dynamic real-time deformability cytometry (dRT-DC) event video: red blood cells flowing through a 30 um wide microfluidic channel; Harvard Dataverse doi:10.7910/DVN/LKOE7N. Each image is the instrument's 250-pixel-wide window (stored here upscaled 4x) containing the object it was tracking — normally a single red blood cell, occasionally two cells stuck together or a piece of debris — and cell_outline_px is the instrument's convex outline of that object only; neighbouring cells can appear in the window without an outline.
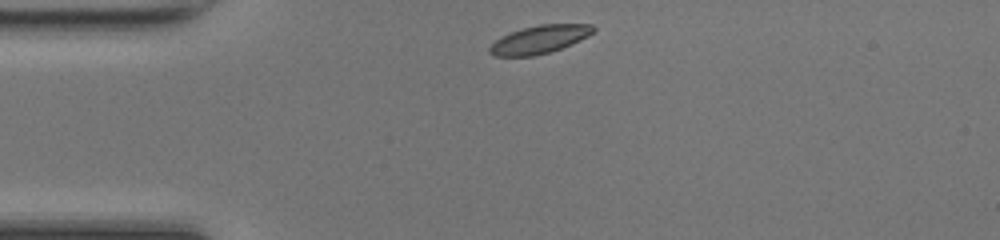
{"species": "common noctule bat (a hibernating species)", "species_latin": "Nyctalus noctula", "temperature_condition": "room temperature", "stored_images_in_passage": 38, "camera_frame_rate_fps": 3000, "um_per_image_px": 0.085, "animal": {"sex": "female", "body_mass_g": 17.0, "forearm_length_mm": 48.0}, "frame": {"image": 1, "passage_image": 1, "time_ms": 0.0, "image_size_px": [1000, 240], "cell_outline_px": [[596, 28], [588, 36], [572, 44], [548, 52], [532, 56], [496, 56], [488, 52], [488, 48], [500, 36], [524, 28], [540, 24], [592, 24]], "centroid_in_image_um": [45.85, 3.35], "position_along_channel_um": 39.1, "area_um2": 16.76}}
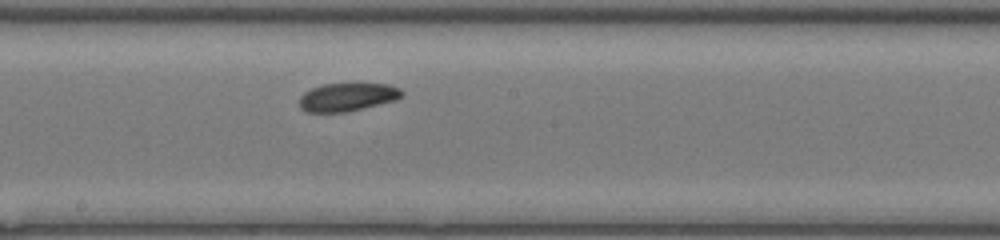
{"frame": {"image": 2, "passage_image": 16, "time_ms": 5.0, "image_size_px": [1000, 240], "cell_outline_px": [[404, 96], [396, 100], [344, 112], [304, 112], [300, 108], [300, 96], [304, 92], [312, 88], [324, 84], [388, 84], [400, 88], [404, 92]], "centroid_in_image_um": [29.53, 8.25], "position_along_channel_um": 218.7, "area_um2": 16.76}}
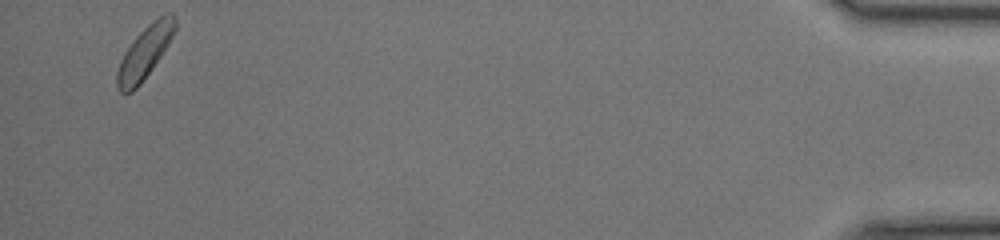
{"frame": {"image": 3, "passage_image": 37, "time_ms": 12.0, "image_size_px": [1000, 240], "cell_outline_px": [[176, 28], [172, 36], [160, 56], [140, 84], [132, 92], [120, 92], [116, 88], [116, 76], [120, 60], [124, 52], [136, 36], [152, 20], [164, 12], [172, 12], [176, 16]], "centroid_in_image_um": [12.3, 4.41], "position_along_channel_um": 422.9, "area_um2": 17.57}, "authors_computed_cell_mechanics": {"area_um2": 17.1666, "velocity_mm_per_s": 4.2024, "shape_relaxation_time_tau1_ms": 1.2538, "shape_relaxation_time_tau2_ms": null, "deformation_change_tau1": 0.0619, "deformation_change_tau2": null}}